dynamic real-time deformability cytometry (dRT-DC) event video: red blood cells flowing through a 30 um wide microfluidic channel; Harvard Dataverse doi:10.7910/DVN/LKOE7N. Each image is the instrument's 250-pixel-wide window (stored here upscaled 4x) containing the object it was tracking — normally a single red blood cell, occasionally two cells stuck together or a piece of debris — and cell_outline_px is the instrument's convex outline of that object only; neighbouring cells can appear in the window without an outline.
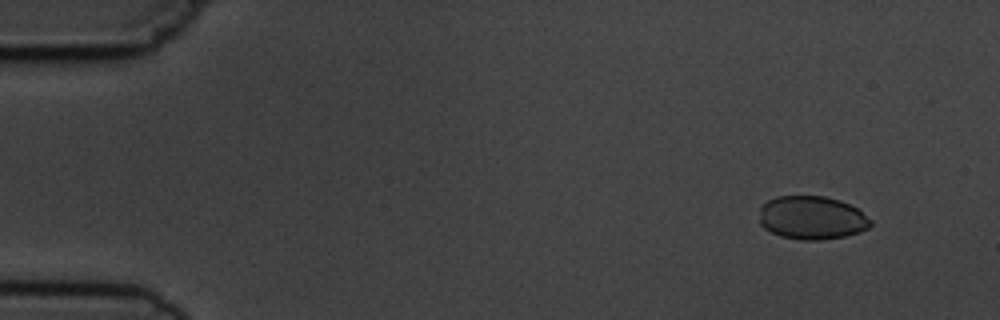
{"species": "common noctule bat (a hibernating species)", "species_latin": "Nyctalus noctula", "temperature_condition": "cold", "stored_images_in_passage": 5, "camera_frame_rate_fps": 3000, "um_per_image_px": 0.085, "animal": {"sex": "male", "body_mass_g": 19.5, "forearm_length_mm": 54.6}, "frame": {"image": 1, "passage_image": 2, "time_ms": 1.0, "image_size_px": [1000, 320], "cell_outline_px": [[872, 224], [868, 228], [860, 232], [844, 236], [820, 240], [800, 240], [780, 236], [764, 228], [760, 224], [760, 204], [776, 196], [824, 196], [840, 200], [856, 208], [872, 220]], "centroid_in_image_um": [68.99, 18.51], "position_along_channel_um": 16.0, "area_um2": 28.26}}